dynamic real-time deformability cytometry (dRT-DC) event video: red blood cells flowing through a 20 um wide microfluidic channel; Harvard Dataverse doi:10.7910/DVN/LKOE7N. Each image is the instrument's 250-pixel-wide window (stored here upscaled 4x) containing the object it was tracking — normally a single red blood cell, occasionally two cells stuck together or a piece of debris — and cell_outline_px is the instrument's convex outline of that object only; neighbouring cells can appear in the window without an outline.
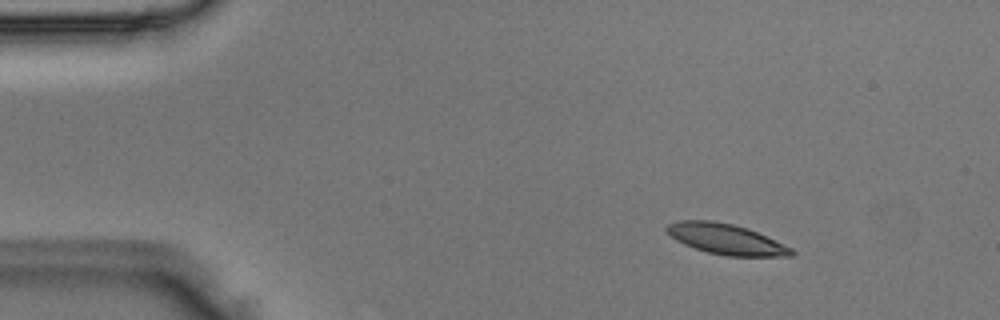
{"species": "Egyptian fruit bat (a non-hibernating species)", "species_latin": "Rousettus aegyptiacus", "temperature_condition": "room temperature", "stored_images_in_passage": 3, "camera_frame_rate_fps": 3000, "um_per_image_px": 0.085, "animal": {"sex": "male"}, "frame": {"image": 1, "passage_image": 1, "time_ms": 0.0, "image_size_px": [1000, 320], "cell_outline_px": [[796, 252], [792, 256], [728, 256], [708, 252], [684, 244], [676, 240], [664, 228], [668, 224], [680, 220], [712, 220], [732, 224], [748, 228], [792, 248]], "centroid_in_image_um": [61.72, 20.32], "position_along_channel_um": 23.3, "area_um2": 21.96}}